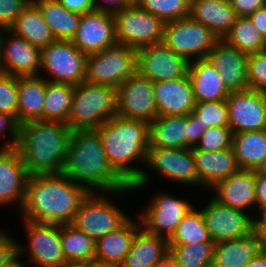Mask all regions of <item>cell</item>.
Wrapping results in <instances>:
<instances>
[{"mask_svg": "<svg viewBox=\"0 0 266 267\" xmlns=\"http://www.w3.org/2000/svg\"><path fill=\"white\" fill-rule=\"evenodd\" d=\"M89 192L62 173L28 176L22 208L24 220L71 224Z\"/></svg>", "mask_w": 266, "mask_h": 267, "instance_id": "1", "label": "cell"}, {"mask_svg": "<svg viewBox=\"0 0 266 267\" xmlns=\"http://www.w3.org/2000/svg\"><path fill=\"white\" fill-rule=\"evenodd\" d=\"M94 130L99 134L107 160L114 171L133 190L145 188L150 179L148 171L129 164L134 160L146 164L149 122L116 116Z\"/></svg>", "mask_w": 266, "mask_h": 267, "instance_id": "2", "label": "cell"}, {"mask_svg": "<svg viewBox=\"0 0 266 267\" xmlns=\"http://www.w3.org/2000/svg\"><path fill=\"white\" fill-rule=\"evenodd\" d=\"M60 173L84 187L89 193L99 190L118 196L133 190L110 166L99 134L94 129L72 131Z\"/></svg>", "mask_w": 266, "mask_h": 267, "instance_id": "3", "label": "cell"}, {"mask_svg": "<svg viewBox=\"0 0 266 267\" xmlns=\"http://www.w3.org/2000/svg\"><path fill=\"white\" fill-rule=\"evenodd\" d=\"M67 123L31 120L19 125L18 150L29 176L60 173L71 140Z\"/></svg>", "mask_w": 266, "mask_h": 267, "instance_id": "4", "label": "cell"}, {"mask_svg": "<svg viewBox=\"0 0 266 267\" xmlns=\"http://www.w3.org/2000/svg\"><path fill=\"white\" fill-rule=\"evenodd\" d=\"M117 116L116 89L82 82L74 86L67 124L73 130L97 129Z\"/></svg>", "mask_w": 266, "mask_h": 267, "instance_id": "5", "label": "cell"}, {"mask_svg": "<svg viewBox=\"0 0 266 267\" xmlns=\"http://www.w3.org/2000/svg\"><path fill=\"white\" fill-rule=\"evenodd\" d=\"M137 71V50L116 44L87 55L84 82L117 89Z\"/></svg>", "mask_w": 266, "mask_h": 267, "instance_id": "6", "label": "cell"}, {"mask_svg": "<svg viewBox=\"0 0 266 267\" xmlns=\"http://www.w3.org/2000/svg\"><path fill=\"white\" fill-rule=\"evenodd\" d=\"M117 44L140 49L162 43L164 22L143 10L137 4H130L113 11Z\"/></svg>", "mask_w": 266, "mask_h": 267, "instance_id": "7", "label": "cell"}, {"mask_svg": "<svg viewBox=\"0 0 266 267\" xmlns=\"http://www.w3.org/2000/svg\"><path fill=\"white\" fill-rule=\"evenodd\" d=\"M218 40L209 28L190 17L164 24L162 43L188 63L206 58Z\"/></svg>", "mask_w": 266, "mask_h": 267, "instance_id": "8", "label": "cell"}, {"mask_svg": "<svg viewBox=\"0 0 266 267\" xmlns=\"http://www.w3.org/2000/svg\"><path fill=\"white\" fill-rule=\"evenodd\" d=\"M113 203L103 194L89 193L81 202L71 225L96 241L118 229L129 219Z\"/></svg>", "mask_w": 266, "mask_h": 267, "instance_id": "9", "label": "cell"}, {"mask_svg": "<svg viewBox=\"0 0 266 267\" xmlns=\"http://www.w3.org/2000/svg\"><path fill=\"white\" fill-rule=\"evenodd\" d=\"M86 58L87 55L78 50L71 40H55L41 49L40 68L50 74L42 78L76 86L84 82Z\"/></svg>", "mask_w": 266, "mask_h": 267, "instance_id": "10", "label": "cell"}, {"mask_svg": "<svg viewBox=\"0 0 266 267\" xmlns=\"http://www.w3.org/2000/svg\"><path fill=\"white\" fill-rule=\"evenodd\" d=\"M153 85L138 71L132 74L116 89L117 116L153 121L158 116Z\"/></svg>", "mask_w": 266, "mask_h": 267, "instance_id": "11", "label": "cell"}, {"mask_svg": "<svg viewBox=\"0 0 266 267\" xmlns=\"http://www.w3.org/2000/svg\"><path fill=\"white\" fill-rule=\"evenodd\" d=\"M232 134L266 129V94L253 89L230 92L226 98Z\"/></svg>", "mask_w": 266, "mask_h": 267, "instance_id": "12", "label": "cell"}, {"mask_svg": "<svg viewBox=\"0 0 266 267\" xmlns=\"http://www.w3.org/2000/svg\"><path fill=\"white\" fill-rule=\"evenodd\" d=\"M192 207L188 201L159 192L141 212L139 221L148 233L168 240Z\"/></svg>", "mask_w": 266, "mask_h": 267, "instance_id": "13", "label": "cell"}, {"mask_svg": "<svg viewBox=\"0 0 266 267\" xmlns=\"http://www.w3.org/2000/svg\"><path fill=\"white\" fill-rule=\"evenodd\" d=\"M28 249L18 244V255L28 250L33 264L40 267H61L65 263L60 243V224L38 223L25 220Z\"/></svg>", "mask_w": 266, "mask_h": 267, "instance_id": "14", "label": "cell"}, {"mask_svg": "<svg viewBox=\"0 0 266 267\" xmlns=\"http://www.w3.org/2000/svg\"><path fill=\"white\" fill-rule=\"evenodd\" d=\"M201 211L214 243L249 236L254 231V219L246 211L222 205L213 198Z\"/></svg>", "mask_w": 266, "mask_h": 267, "instance_id": "15", "label": "cell"}, {"mask_svg": "<svg viewBox=\"0 0 266 267\" xmlns=\"http://www.w3.org/2000/svg\"><path fill=\"white\" fill-rule=\"evenodd\" d=\"M40 67L41 49L15 35L9 29L0 30L1 72L18 77L39 76Z\"/></svg>", "mask_w": 266, "mask_h": 267, "instance_id": "16", "label": "cell"}, {"mask_svg": "<svg viewBox=\"0 0 266 267\" xmlns=\"http://www.w3.org/2000/svg\"><path fill=\"white\" fill-rule=\"evenodd\" d=\"M188 64L163 43L137 50V71L153 83L183 77L188 72Z\"/></svg>", "mask_w": 266, "mask_h": 267, "instance_id": "17", "label": "cell"}, {"mask_svg": "<svg viewBox=\"0 0 266 267\" xmlns=\"http://www.w3.org/2000/svg\"><path fill=\"white\" fill-rule=\"evenodd\" d=\"M74 46L89 55L117 44L113 12L98 10L83 14L75 36Z\"/></svg>", "mask_w": 266, "mask_h": 267, "instance_id": "18", "label": "cell"}, {"mask_svg": "<svg viewBox=\"0 0 266 267\" xmlns=\"http://www.w3.org/2000/svg\"><path fill=\"white\" fill-rule=\"evenodd\" d=\"M145 165L170 181L199 186V177L191 148L149 147Z\"/></svg>", "mask_w": 266, "mask_h": 267, "instance_id": "19", "label": "cell"}, {"mask_svg": "<svg viewBox=\"0 0 266 267\" xmlns=\"http://www.w3.org/2000/svg\"><path fill=\"white\" fill-rule=\"evenodd\" d=\"M206 58L221 75L223 84L230 92L248 89L247 53L222 39L214 44Z\"/></svg>", "mask_w": 266, "mask_h": 267, "instance_id": "20", "label": "cell"}, {"mask_svg": "<svg viewBox=\"0 0 266 267\" xmlns=\"http://www.w3.org/2000/svg\"><path fill=\"white\" fill-rule=\"evenodd\" d=\"M153 92L158 116L188 115L194 110L196 102L188 73L180 78L155 82Z\"/></svg>", "mask_w": 266, "mask_h": 267, "instance_id": "21", "label": "cell"}, {"mask_svg": "<svg viewBox=\"0 0 266 267\" xmlns=\"http://www.w3.org/2000/svg\"><path fill=\"white\" fill-rule=\"evenodd\" d=\"M28 176L18 150L3 147L0 150V206L16 202L22 208Z\"/></svg>", "mask_w": 266, "mask_h": 267, "instance_id": "22", "label": "cell"}, {"mask_svg": "<svg viewBox=\"0 0 266 267\" xmlns=\"http://www.w3.org/2000/svg\"><path fill=\"white\" fill-rule=\"evenodd\" d=\"M200 187L212 188L231 174L240 170L232 147L220 151L191 148Z\"/></svg>", "mask_w": 266, "mask_h": 267, "instance_id": "23", "label": "cell"}, {"mask_svg": "<svg viewBox=\"0 0 266 267\" xmlns=\"http://www.w3.org/2000/svg\"><path fill=\"white\" fill-rule=\"evenodd\" d=\"M255 171L239 170L215 184V199L218 203L245 211L255 206Z\"/></svg>", "mask_w": 266, "mask_h": 267, "instance_id": "24", "label": "cell"}, {"mask_svg": "<svg viewBox=\"0 0 266 267\" xmlns=\"http://www.w3.org/2000/svg\"><path fill=\"white\" fill-rule=\"evenodd\" d=\"M187 73L196 103L226 100L230 94L222 82L221 75L207 58L190 62Z\"/></svg>", "mask_w": 266, "mask_h": 267, "instance_id": "25", "label": "cell"}, {"mask_svg": "<svg viewBox=\"0 0 266 267\" xmlns=\"http://www.w3.org/2000/svg\"><path fill=\"white\" fill-rule=\"evenodd\" d=\"M189 17L222 40L231 30L237 15L231 3L223 0H190Z\"/></svg>", "mask_w": 266, "mask_h": 267, "instance_id": "26", "label": "cell"}, {"mask_svg": "<svg viewBox=\"0 0 266 267\" xmlns=\"http://www.w3.org/2000/svg\"><path fill=\"white\" fill-rule=\"evenodd\" d=\"M141 228V222H134L129 218L118 229L97 239L95 241V261L121 265L131 249L135 234Z\"/></svg>", "mask_w": 266, "mask_h": 267, "instance_id": "27", "label": "cell"}, {"mask_svg": "<svg viewBox=\"0 0 266 267\" xmlns=\"http://www.w3.org/2000/svg\"><path fill=\"white\" fill-rule=\"evenodd\" d=\"M261 253L260 237L249 236L215 243L212 264L215 267H244Z\"/></svg>", "mask_w": 266, "mask_h": 267, "instance_id": "28", "label": "cell"}, {"mask_svg": "<svg viewBox=\"0 0 266 267\" xmlns=\"http://www.w3.org/2000/svg\"><path fill=\"white\" fill-rule=\"evenodd\" d=\"M46 80L42 76L18 77L17 123L42 120Z\"/></svg>", "mask_w": 266, "mask_h": 267, "instance_id": "29", "label": "cell"}, {"mask_svg": "<svg viewBox=\"0 0 266 267\" xmlns=\"http://www.w3.org/2000/svg\"><path fill=\"white\" fill-rule=\"evenodd\" d=\"M187 115L157 116L149 123V147L186 149Z\"/></svg>", "mask_w": 266, "mask_h": 267, "instance_id": "30", "label": "cell"}, {"mask_svg": "<svg viewBox=\"0 0 266 267\" xmlns=\"http://www.w3.org/2000/svg\"><path fill=\"white\" fill-rule=\"evenodd\" d=\"M9 30L39 49L49 46L56 40L40 10L32 1L18 15Z\"/></svg>", "mask_w": 266, "mask_h": 267, "instance_id": "31", "label": "cell"}, {"mask_svg": "<svg viewBox=\"0 0 266 267\" xmlns=\"http://www.w3.org/2000/svg\"><path fill=\"white\" fill-rule=\"evenodd\" d=\"M31 1L40 10L56 40H72L79 27L81 14L67 10L57 0Z\"/></svg>", "mask_w": 266, "mask_h": 267, "instance_id": "32", "label": "cell"}, {"mask_svg": "<svg viewBox=\"0 0 266 267\" xmlns=\"http://www.w3.org/2000/svg\"><path fill=\"white\" fill-rule=\"evenodd\" d=\"M168 240L141 228L134 236L122 267H152L168 247Z\"/></svg>", "mask_w": 266, "mask_h": 267, "instance_id": "33", "label": "cell"}, {"mask_svg": "<svg viewBox=\"0 0 266 267\" xmlns=\"http://www.w3.org/2000/svg\"><path fill=\"white\" fill-rule=\"evenodd\" d=\"M232 148L239 168L255 171L266 158V129L233 134Z\"/></svg>", "mask_w": 266, "mask_h": 267, "instance_id": "34", "label": "cell"}, {"mask_svg": "<svg viewBox=\"0 0 266 267\" xmlns=\"http://www.w3.org/2000/svg\"><path fill=\"white\" fill-rule=\"evenodd\" d=\"M73 92L74 85L46 81L42 120L67 123Z\"/></svg>", "mask_w": 266, "mask_h": 267, "instance_id": "35", "label": "cell"}, {"mask_svg": "<svg viewBox=\"0 0 266 267\" xmlns=\"http://www.w3.org/2000/svg\"><path fill=\"white\" fill-rule=\"evenodd\" d=\"M60 243L66 261H95V241L73 225H60Z\"/></svg>", "mask_w": 266, "mask_h": 267, "instance_id": "36", "label": "cell"}, {"mask_svg": "<svg viewBox=\"0 0 266 267\" xmlns=\"http://www.w3.org/2000/svg\"><path fill=\"white\" fill-rule=\"evenodd\" d=\"M223 40L228 45L247 54L266 50V40L261 36L248 17H237L231 30Z\"/></svg>", "mask_w": 266, "mask_h": 267, "instance_id": "37", "label": "cell"}, {"mask_svg": "<svg viewBox=\"0 0 266 267\" xmlns=\"http://www.w3.org/2000/svg\"><path fill=\"white\" fill-rule=\"evenodd\" d=\"M212 241L201 210L192 207L182 218L168 245H185L194 242Z\"/></svg>", "mask_w": 266, "mask_h": 267, "instance_id": "38", "label": "cell"}, {"mask_svg": "<svg viewBox=\"0 0 266 267\" xmlns=\"http://www.w3.org/2000/svg\"><path fill=\"white\" fill-rule=\"evenodd\" d=\"M214 245L213 241H204L169 247L176 253L180 267H207L212 264Z\"/></svg>", "mask_w": 266, "mask_h": 267, "instance_id": "39", "label": "cell"}, {"mask_svg": "<svg viewBox=\"0 0 266 267\" xmlns=\"http://www.w3.org/2000/svg\"><path fill=\"white\" fill-rule=\"evenodd\" d=\"M137 5L164 23L189 17L190 0H139Z\"/></svg>", "mask_w": 266, "mask_h": 267, "instance_id": "40", "label": "cell"}, {"mask_svg": "<svg viewBox=\"0 0 266 267\" xmlns=\"http://www.w3.org/2000/svg\"><path fill=\"white\" fill-rule=\"evenodd\" d=\"M193 112L199 116L204 131L209 127L229 126L226 100L198 102L195 104Z\"/></svg>", "mask_w": 266, "mask_h": 267, "instance_id": "41", "label": "cell"}, {"mask_svg": "<svg viewBox=\"0 0 266 267\" xmlns=\"http://www.w3.org/2000/svg\"><path fill=\"white\" fill-rule=\"evenodd\" d=\"M18 76L0 73V112L13 116L17 121Z\"/></svg>", "mask_w": 266, "mask_h": 267, "instance_id": "42", "label": "cell"}, {"mask_svg": "<svg viewBox=\"0 0 266 267\" xmlns=\"http://www.w3.org/2000/svg\"><path fill=\"white\" fill-rule=\"evenodd\" d=\"M233 134L229 126L207 128L196 145L204 151H220L232 147Z\"/></svg>", "mask_w": 266, "mask_h": 267, "instance_id": "43", "label": "cell"}, {"mask_svg": "<svg viewBox=\"0 0 266 267\" xmlns=\"http://www.w3.org/2000/svg\"><path fill=\"white\" fill-rule=\"evenodd\" d=\"M248 88L266 94V50L248 54Z\"/></svg>", "mask_w": 266, "mask_h": 267, "instance_id": "44", "label": "cell"}, {"mask_svg": "<svg viewBox=\"0 0 266 267\" xmlns=\"http://www.w3.org/2000/svg\"><path fill=\"white\" fill-rule=\"evenodd\" d=\"M31 0H0V30L9 29Z\"/></svg>", "mask_w": 266, "mask_h": 267, "instance_id": "45", "label": "cell"}, {"mask_svg": "<svg viewBox=\"0 0 266 267\" xmlns=\"http://www.w3.org/2000/svg\"><path fill=\"white\" fill-rule=\"evenodd\" d=\"M204 132L199 116L193 111L187 115L186 148L196 147Z\"/></svg>", "mask_w": 266, "mask_h": 267, "instance_id": "46", "label": "cell"}, {"mask_svg": "<svg viewBox=\"0 0 266 267\" xmlns=\"http://www.w3.org/2000/svg\"><path fill=\"white\" fill-rule=\"evenodd\" d=\"M18 243L6 232L0 231V267L6 266L18 255Z\"/></svg>", "mask_w": 266, "mask_h": 267, "instance_id": "47", "label": "cell"}, {"mask_svg": "<svg viewBox=\"0 0 266 267\" xmlns=\"http://www.w3.org/2000/svg\"><path fill=\"white\" fill-rule=\"evenodd\" d=\"M5 131H8L10 136L12 135V141H8L3 147H15L18 142L19 124L13 116L0 112L1 138H6Z\"/></svg>", "mask_w": 266, "mask_h": 267, "instance_id": "48", "label": "cell"}, {"mask_svg": "<svg viewBox=\"0 0 266 267\" xmlns=\"http://www.w3.org/2000/svg\"><path fill=\"white\" fill-rule=\"evenodd\" d=\"M231 5L237 17H248L256 10L266 7V0H233Z\"/></svg>", "mask_w": 266, "mask_h": 267, "instance_id": "49", "label": "cell"}, {"mask_svg": "<svg viewBox=\"0 0 266 267\" xmlns=\"http://www.w3.org/2000/svg\"><path fill=\"white\" fill-rule=\"evenodd\" d=\"M57 1L67 10L81 15L96 10L94 0H57Z\"/></svg>", "mask_w": 266, "mask_h": 267, "instance_id": "50", "label": "cell"}, {"mask_svg": "<svg viewBox=\"0 0 266 267\" xmlns=\"http://www.w3.org/2000/svg\"><path fill=\"white\" fill-rule=\"evenodd\" d=\"M255 198L258 210L266 206V176L255 173Z\"/></svg>", "mask_w": 266, "mask_h": 267, "instance_id": "51", "label": "cell"}, {"mask_svg": "<svg viewBox=\"0 0 266 267\" xmlns=\"http://www.w3.org/2000/svg\"><path fill=\"white\" fill-rule=\"evenodd\" d=\"M152 267H180V264L176 253L168 246Z\"/></svg>", "mask_w": 266, "mask_h": 267, "instance_id": "52", "label": "cell"}, {"mask_svg": "<svg viewBox=\"0 0 266 267\" xmlns=\"http://www.w3.org/2000/svg\"><path fill=\"white\" fill-rule=\"evenodd\" d=\"M248 18L266 40V7L256 10Z\"/></svg>", "mask_w": 266, "mask_h": 267, "instance_id": "53", "label": "cell"}, {"mask_svg": "<svg viewBox=\"0 0 266 267\" xmlns=\"http://www.w3.org/2000/svg\"><path fill=\"white\" fill-rule=\"evenodd\" d=\"M96 9L105 11H115L131 3L128 0H94Z\"/></svg>", "mask_w": 266, "mask_h": 267, "instance_id": "54", "label": "cell"}, {"mask_svg": "<svg viewBox=\"0 0 266 267\" xmlns=\"http://www.w3.org/2000/svg\"><path fill=\"white\" fill-rule=\"evenodd\" d=\"M254 232L260 237L261 253L266 254V226H254Z\"/></svg>", "mask_w": 266, "mask_h": 267, "instance_id": "55", "label": "cell"}, {"mask_svg": "<svg viewBox=\"0 0 266 267\" xmlns=\"http://www.w3.org/2000/svg\"><path fill=\"white\" fill-rule=\"evenodd\" d=\"M244 267H266V254L260 253L252 258Z\"/></svg>", "mask_w": 266, "mask_h": 267, "instance_id": "56", "label": "cell"}, {"mask_svg": "<svg viewBox=\"0 0 266 267\" xmlns=\"http://www.w3.org/2000/svg\"><path fill=\"white\" fill-rule=\"evenodd\" d=\"M61 267H94V261H65Z\"/></svg>", "mask_w": 266, "mask_h": 267, "instance_id": "57", "label": "cell"}, {"mask_svg": "<svg viewBox=\"0 0 266 267\" xmlns=\"http://www.w3.org/2000/svg\"><path fill=\"white\" fill-rule=\"evenodd\" d=\"M258 211L261 215L254 220V226H266V206L261 207Z\"/></svg>", "mask_w": 266, "mask_h": 267, "instance_id": "58", "label": "cell"}, {"mask_svg": "<svg viewBox=\"0 0 266 267\" xmlns=\"http://www.w3.org/2000/svg\"><path fill=\"white\" fill-rule=\"evenodd\" d=\"M19 255H17L14 259H12L6 266L4 267H28L25 266L22 262L19 260Z\"/></svg>", "mask_w": 266, "mask_h": 267, "instance_id": "59", "label": "cell"}, {"mask_svg": "<svg viewBox=\"0 0 266 267\" xmlns=\"http://www.w3.org/2000/svg\"><path fill=\"white\" fill-rule=\"evenodd\" d=\"M255 173L266 176V158L257 167V169L255 170Z\"/></svg>", "mask_w": 266, "mask_h": 267, "instance_id": "60", "label": "cell"}, {"mask_svg": "<svg viewBox=\"0 0 266 267\" xmlns=\"http://www.w3.org/2000/svg\"><path fill=\"white\" fill-rule=\"evenodd\" d=\"M94 267H122V266L119 264L101 263L98 261H94Z\"/></svg>", "mask_w": 266, "mask_h": 267, "instance_id": "61", "label": "cell"}, {"mask_svg": "<svg viewBox=\"0 0 266 267\" xmlns=\"http://www.w3.org/2000/svg\"><path fill=\"white\" fill-rule=\"evenodd\" d=\"M131 4H137L139 0H128Z\"/></svg>", "mask_w": 266, "mask_h": 267, "instance_id": "62", "label": "cell"}, {"mask_svg": "<svg viewBox=\"0 0 266 267\" xmlns=\"http://www.w3.org/2000/svg\"><path fill=\"white\" fill-rule=\"evenodd\" d=\"M223 1H225L227 3H231L233 0H223Z\"/></svg>", "mask_w": 266, "mask_h": 267, "instance_id": "63", "label": "cell"}]
</instances>
